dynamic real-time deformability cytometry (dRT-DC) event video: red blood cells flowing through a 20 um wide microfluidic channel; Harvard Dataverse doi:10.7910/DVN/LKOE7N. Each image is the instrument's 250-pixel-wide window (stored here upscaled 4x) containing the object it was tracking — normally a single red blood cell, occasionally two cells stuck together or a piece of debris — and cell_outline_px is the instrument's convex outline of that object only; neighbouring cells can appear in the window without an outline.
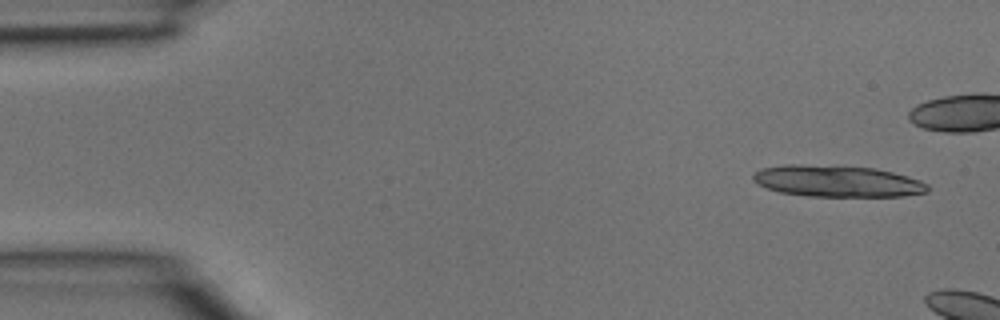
{"species": "common noctule bat (a hibernating species)", "species_latin": "Nyctalus noctula", "temperature_condition": "room temperature", "stored_images_in_passage": 2, "camera_frame_rate_fps": 3000, "um_per_image_px": 0.085, "animal": {"sex": "male", "body_mass_g": 15.6}, "frame": {"image": 1, "passage_image": 1, "time_ms": 0.0, "image_size_px": [1000, 320], "cell_outline_px": [[928, 192], [904, 196], [808, 196], [780, 192], [768, 188], [752, 180], [752, 176], [760, 168], [784, 164], [800, 164], [876, 168], [908, 176], [920, 180], [928, 184]], "centroid_in_image_um": [71.17, 15.39], "position_along_channel_um": 13.8, "area_um2": 32.02}}